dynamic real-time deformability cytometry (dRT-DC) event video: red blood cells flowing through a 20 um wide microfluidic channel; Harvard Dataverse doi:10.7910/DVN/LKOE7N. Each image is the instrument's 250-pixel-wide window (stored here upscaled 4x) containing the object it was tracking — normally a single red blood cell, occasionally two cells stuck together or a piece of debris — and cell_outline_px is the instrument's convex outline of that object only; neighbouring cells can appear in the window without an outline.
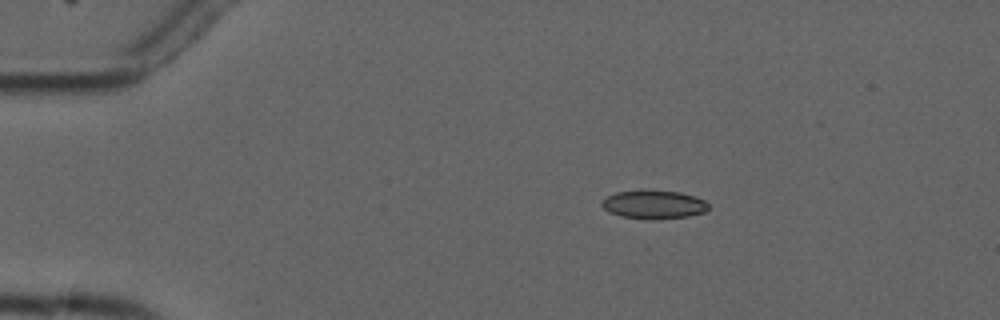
{"species": "common noctule bat (a hibernating species)", "species_latin": "Nyctalus noctula", "temperature_condition": "cold", "stored_images_in_passage": 11, "camera_frame_rate_fps": 3000, "um_per_image_px": 0.085, "animal": {"sex": "male", "forearm_length_mm": 52.5}, "frame": {"image": 1, "passage_image": 3, "time_ms": 3.0, "image_size_px": [1000, 320], "cell_outline_px": [[708, 208], [704, 212], [688, 216], [652, 220], [648, 220], [620, 216], [608, 212], [600, 204], [608, 196], [616, 192], [640, 188], [680, 192], [696, 196], [704, 200], [708, 204]], "centroid_in_image_um": [55.55, 17.36], "position_along_channel_um": 29.5, "area_um2": 18.21}}
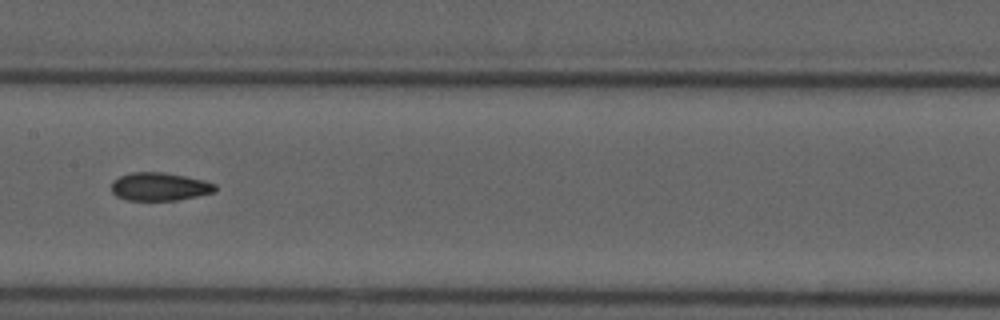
{"frame": {"image": 2, "passage_image": 8, "time_ms": 9.0, "image_size_px": [1000, 320], "cell_outline_px": [[216, 188], [212, 192], [196, 196], [176, 200], [128, 200], [116, 196], [112, 192], [112, 180], [120, 176], [132, 172], [164, 172], [204, 180], [216, 184]], "centroid_in_image_um": [13.53, 15.86], "position_along_channel_um": 193.9, "area_um2": 16.88}}
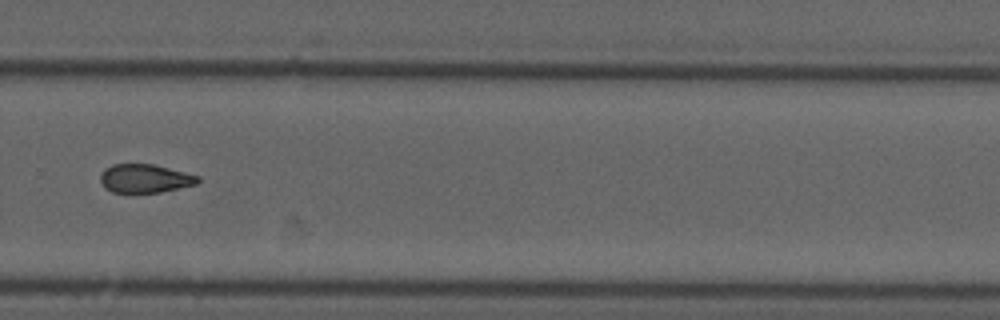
{"frame": {"image": 3, "passage_image": 11, "time_ms": 12.333, "image_size_px": [1000, 320], "cell_outline_px": [[200, 180], [196, 184], [160, 192], [112, 192], [104, 188], [100, 180], [100, 176], [104, 168], [112, 164], [152, 164], [200, 176]], "centroid_in_image_um": [12.29, 15.16], "position_along_channel_um": 317.5, "area_um2": 16.13}}